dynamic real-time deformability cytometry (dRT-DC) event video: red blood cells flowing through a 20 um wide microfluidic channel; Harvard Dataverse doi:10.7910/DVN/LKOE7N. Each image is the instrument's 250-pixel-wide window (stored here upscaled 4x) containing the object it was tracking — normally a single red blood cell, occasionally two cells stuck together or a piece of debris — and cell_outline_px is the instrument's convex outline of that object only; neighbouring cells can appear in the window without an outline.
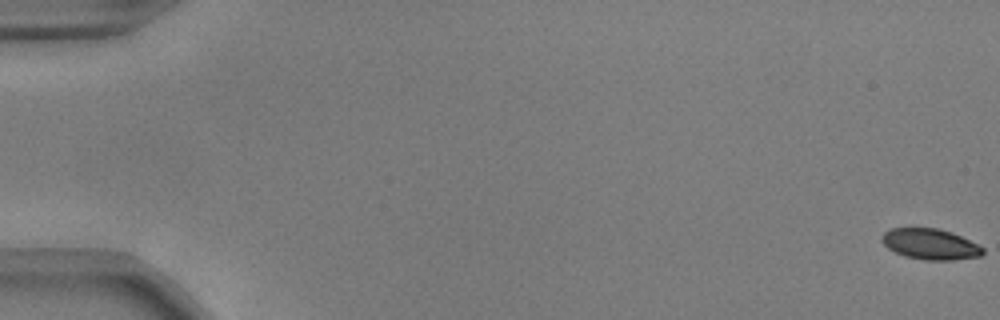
{"species": "common noctule bat (a hibernating species)", "species_latin": "Nyctalus noctula", "temperature_condition": "warm", "stored_images_in_passage": 56, "camera_frame_rate_fps": 3000, "um_per_image_px": 0.085, "animal": {"sex": "male", "body_mass_g": 17.9, "forearm_length_mm": 54.2}, "frame": {"image": 1, "passage_image": 1, "time_ms": 0.0, "image_size_px": [1000, 320], "cell_outline_px": [[984, 252], [980, 256], [952, 260], [924, 260], [904, 256], [888, 248], [880, 240], [880, 236], [888, 228], [940, 228], [952, 232], [984, 248]], "centroid_in_image_um": [79.03, 20.74], "position_along_channel_um": 6.0, "area_um2": 18.15}}
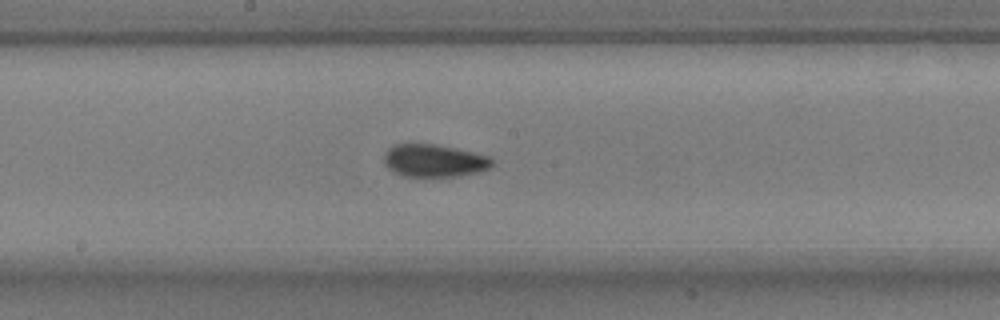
{"frame": {"image": 2, "passage_image": 31, "time_ms": 10.0, "image_size_px": [1000, 320], "cell_outline_px": [[496, 164], [492, 168], [480, 172], [460, 176], [404, 176], [392, 172], [384, 164], [384, 152], [392, 144], [436, 144], [456, 148], [488, 156]], "centroid_in_image_um": [36.91, 13.66], "position_along_channel_um": 211.3, "area_um2": 20.87}}
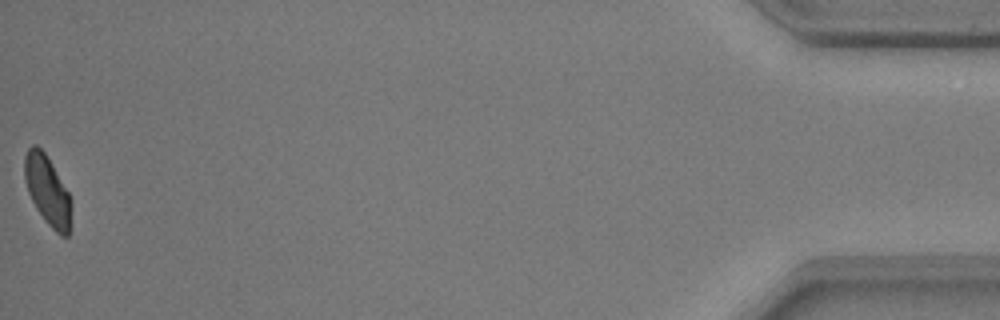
{"frame": {"image": 3, "passage_image": 56, "time_ms": 18.333, "image_size_px": [1000, 320], "cell_outline_px": [[72, 204], [68, 236], [60, 236], [44, 220], [36, 208], [28, 192], [24, 180], [24, 156], [28, 148], [32, 144], [36, 144], [44, 152], [68, 192]], "centroid_in_image_um": [4.01, 16.19], "position_along_channel_um": 431.2, "area_um2": 18.79}, "authors_computed_cell_mechanics": {"area_um2": 19.6809, "velocity_mm_per_s": 3.7282, "shape_relaxation_time_tau1_ms": 2.8685, "shape_relaxation_time_tau2_ms": 2.7653, "deformation_change_tau1": 0.0967, "deformation_change_tau2": 0.0444}}